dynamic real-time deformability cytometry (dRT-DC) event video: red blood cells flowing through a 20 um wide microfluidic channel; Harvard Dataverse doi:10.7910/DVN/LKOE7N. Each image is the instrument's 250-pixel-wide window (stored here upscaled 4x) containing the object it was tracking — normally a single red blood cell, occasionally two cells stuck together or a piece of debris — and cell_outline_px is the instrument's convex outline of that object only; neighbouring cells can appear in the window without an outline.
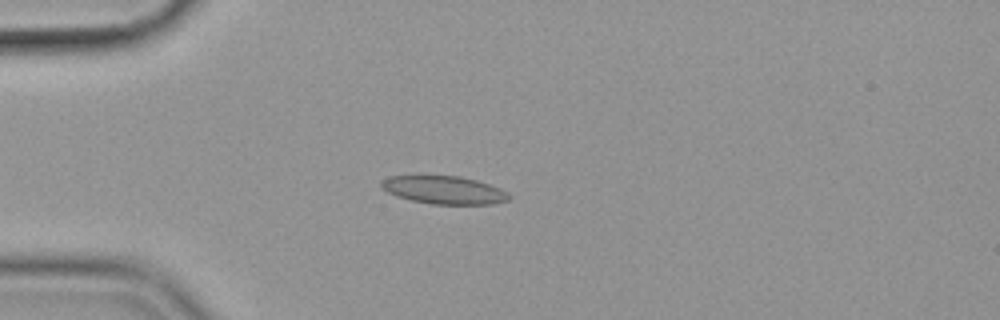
{"species": "common noctule bat (a hibernating species)", "species_latin": "Nyctalus noctula", "temperature_condition": "cold", "stored_images_in_passage": 57, "camera_frame_rate_fps": 3000, "um_per_image_px": 0.085, "animal": {"sex": "female", "body_mass_g": 19.9}, "frame": {"image": 1, "passage_image": 16, "time_ms": 5.0, "image_size_px": [1000, 320], "cell_outline_px": [[512, 196], [508, 200], [492, 204], [432, 204], [412, 200], [396, 196], [388, 192], [380, 184], [380, 180], [388, 176], [412, 172], [420, 172], [460, 176], [476, 180], [500, 188], [508, 192]], "centroid_in_image_um": [37.65, 16.08], "position_along_channel_um": 47.3, "area_um2": 21.91}}
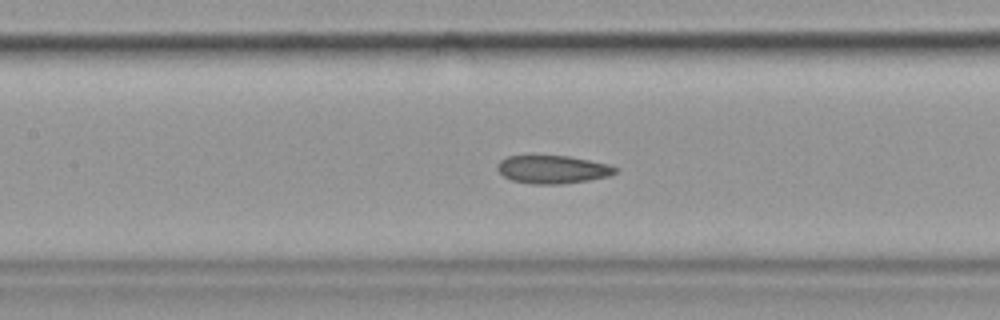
{"frame": {"image": 2, "passage_image": 27, "time_ms": 8.667, "image_size_px": [1000, 320], "cell_outline_px": [[616, 172], [608, 176], [588, 180], [560, 184], [532, 184], [512, 180], [504, 176], [496, 168], [496, 164], [500, 160], [508, 156], [568, 156], [608, 164], [616, 168]], "centroid_in_image_um": [46.93, 14.4], "position_along_channel_um": 160.5, "area_um2": 19.07}}
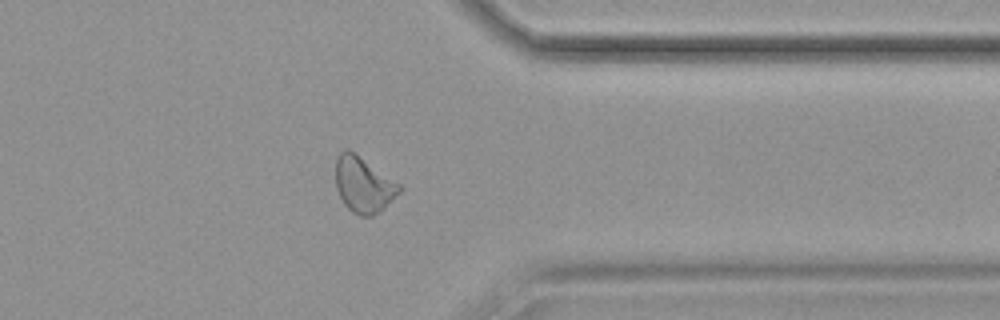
{"frame": {"image": 3, "passage_image": 46, "time_ms": 15.0, "image_size_px": [1000, 320], "cell_outline_px": [[404, 188], [384, 208], [372, 216], [360, 216], [352, 212], [344, 204], [336, 188], [336, 156], [340, 152], [348, 148], [400, 184]], "centroid_in_image_um": [30.89, 15.7], "position_along_channel_um": 380.5, "area_um2": 20.58}, "authors_computed_cell_mechanics": {"area_um2": 20.23, "velocity_mm_per_s": 3.5747, "shape_relaxation_time_tau1_ms": null, "shape_relaxation_time_tau2_ms": 2.8607, "deformation_change_tau1": null, "deformation_change_tau2": 0.094}}